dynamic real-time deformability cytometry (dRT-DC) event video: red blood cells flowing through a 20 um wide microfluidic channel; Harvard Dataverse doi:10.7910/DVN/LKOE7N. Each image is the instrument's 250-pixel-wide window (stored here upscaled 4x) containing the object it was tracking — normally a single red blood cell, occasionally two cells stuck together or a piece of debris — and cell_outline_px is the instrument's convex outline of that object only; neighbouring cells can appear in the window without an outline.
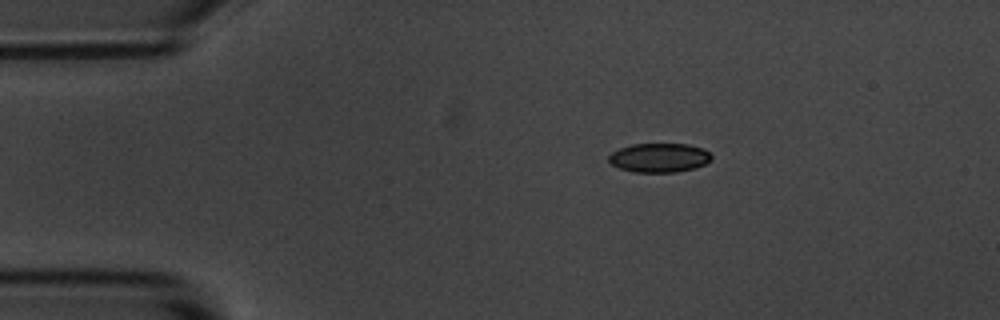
{"species": "common noctule bat (a hibernating species)", "species_latin": "Nyctalus noctula", "temperature_condition": "room temperature", "stored_images_in_passage": 9, "camera_frame_rate_fps": 3000, "um_per_image_px": 0.085, "animal": {"sex": "male", "body_mass_g": 20.1, "forearm_length_mm": 53.5}, "frame": {"image": 1, "passage_image": 1, "time_ms": 0.0, "image_size_px": [1000, 320], "cell_outline_px": [[712, 160], [704, 164], [692, 168], [676, 172], [636, 172], [620, 168], [612, 164], [608, 160], [608, 156], [612, 152], [620, 148], [632, 144], [688, 144], [704, 148], [712, 156]], "centroid_in_image_um": [56.04, 13.4], "position_along_channel_um": 29.0, "area_um2": 17.34}}
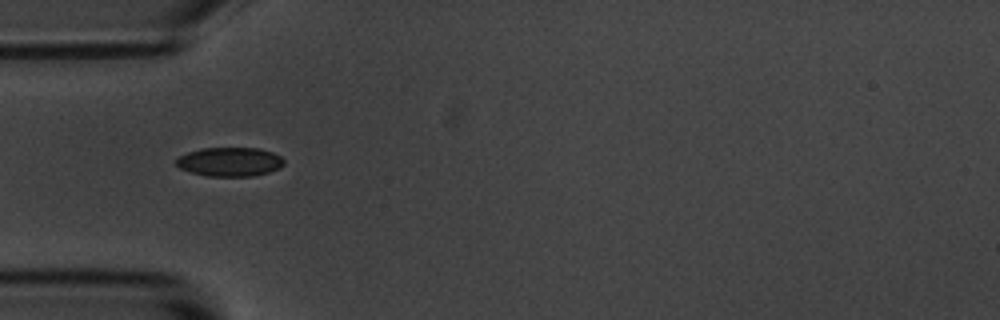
{"frame": {"image": 2, "passage_image": 3, "time_ms": 2.333, "image_size_px": [1000, 320], "cell_outline_px": [[284, 164], [280, 168], [268, 172], [252, 176], [208, 176], [192, 172], [180, 168], [176, 164], [176, 160], [180, 156], [188, 152], [200, 148], [260, 148], [272, 152], [280, 156], [284, 160]], "centroid_in_image_um": [19.55, 13.75], "position_along_channel_um": 65.4, "area_um2": 18.15}}
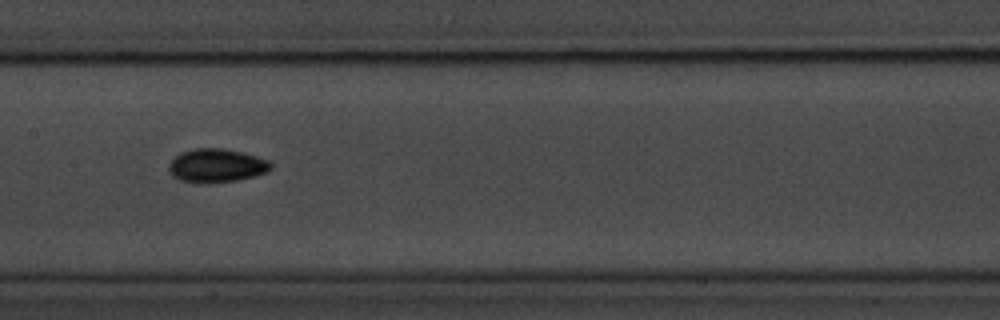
{"frame": {"image": 3, "passage_image": 6, "time_ms": 5.667, "image_size_px": [1000, 320], "cell_outline_px": [[272, 168], [268, 172], [256, 176], [236, 180], [200, 184], [180, 180], [172, 176], [168, 168], [168, 164], [180, 152], [192, 148], [224, 148], [244, 152], [268, 160], [272, 164]], "centroid_in_image_um": [18.4, 14.07], "position_along_channel_um": 189.0, "area_um2": 20.29}}